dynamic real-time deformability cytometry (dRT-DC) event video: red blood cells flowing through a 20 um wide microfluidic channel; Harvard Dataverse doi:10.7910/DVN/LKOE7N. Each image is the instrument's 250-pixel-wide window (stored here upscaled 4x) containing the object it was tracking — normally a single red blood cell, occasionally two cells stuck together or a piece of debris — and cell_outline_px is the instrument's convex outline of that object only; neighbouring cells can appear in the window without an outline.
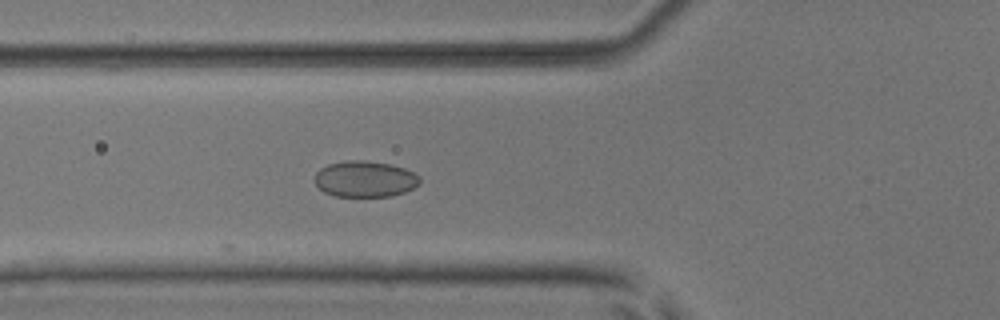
{"species": "common noctule bat (a hibernating species)", "species_latin": "Nyctalus noctula", "temperature_condition": "room temperature", "stored_images_in_passage": 4, "camera_frame_rate_fps": 3000, "um_per_image_px": 0.085, "animal": {"sex": "male", "body_mass_g": 17.9, "forearm_length_mm": 54.2}, "frame": {"image": 1, "passage_image": 4, "time_ms": 1.0, "image_size_px": [1000, 320], "cell_outline_px": [[420, 184], [404, 192], [392, 196], [336, 196], [324, 192], [316, 184], [316, 172], [320, 168], [328, 164], [348, 160], [360, 160], [388, 164], [404, 168], [420, 176]], "centroid_in_image_um": [31.03, 15.22], "position_along_channel_um": 94.8, "area_um2": 21.91}}